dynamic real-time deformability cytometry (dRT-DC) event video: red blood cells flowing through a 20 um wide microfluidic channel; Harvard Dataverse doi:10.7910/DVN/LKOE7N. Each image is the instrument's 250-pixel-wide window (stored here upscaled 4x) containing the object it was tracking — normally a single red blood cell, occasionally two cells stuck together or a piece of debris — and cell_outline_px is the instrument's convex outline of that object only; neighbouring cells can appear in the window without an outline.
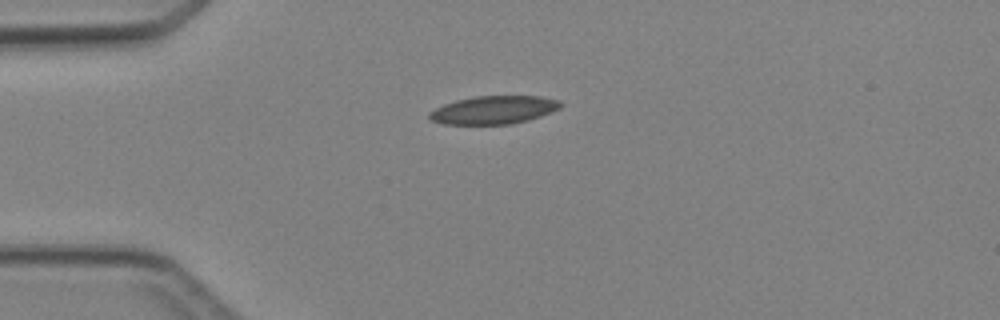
{"species": "Egyptian fruit bat (a non-hibernating species)", "species_latin": "Rousettus aegyptiacus", "temperature_condition": "cold", "stored_images_in_passage": 2, "camera_frame_rate_fps": 3000, "um_per_image_px": 0.085, "animal": {"sex": "female"}, "frame": {"image": 1, "passage_image": 1, "time_ms": 0.0, "image_size_px": [1000, 320], "cell_outline_px": [[564, 104], [560, 108], [540, 116], [528, 120], [508, 124], [444, 124], [432, 120], [428, 116], [428, 112], [444, 104], [456, 100], [476, 96], [540, 96], [560, 100]], "centroid_in_image_um": [41.98, 9.33], "position_along_channel_um": 43.0, "area_um2": 21.44}}
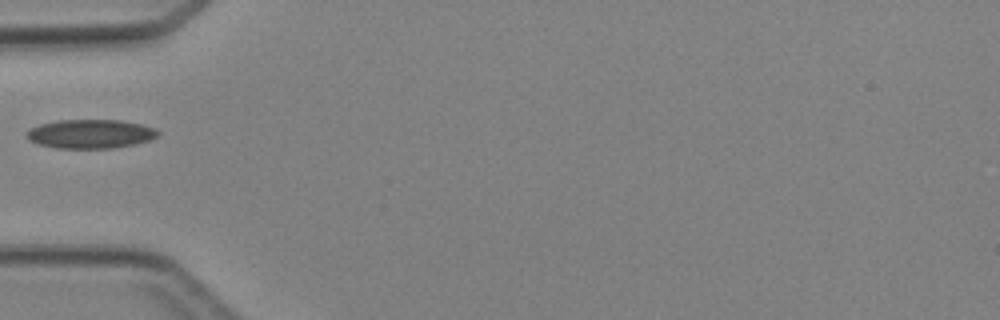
{"frame": {"image": 2, "passage_image": 2, "time_ms": 1.333, "image_size_px": [1000, 320], "cell_outline_px": [[160, 132], [156, 136], [148, 140], [136, 144], [112, 148], [56, 148], [36, 144], [28, 140], [24, 136], [24, 132], [40, 124], [56, 120], [120, 120], [140, 124], [156, 128]], "centroid_in_image_um": [7.63, 11.38], "position_along_channel_um": 77.4, "area_um2": 22.31}}